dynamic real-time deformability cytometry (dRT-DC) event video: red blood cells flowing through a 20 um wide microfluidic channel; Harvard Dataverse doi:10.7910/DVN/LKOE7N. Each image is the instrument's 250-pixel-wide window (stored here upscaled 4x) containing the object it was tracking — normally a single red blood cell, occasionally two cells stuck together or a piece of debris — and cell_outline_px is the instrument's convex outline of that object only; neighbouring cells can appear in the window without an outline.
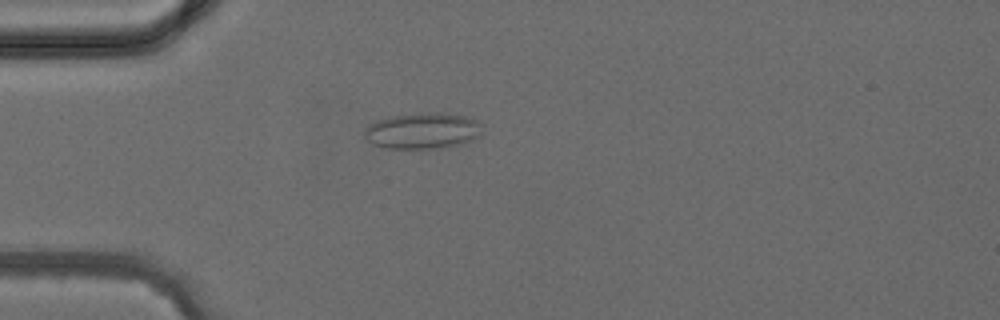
{"species": "common noctule bat (a hibernating species)", "species_latin": "Nyctalus noctula", "temperature_condition": "cold", "stored_images_in_passage": 4, "camera_frame_rate_fps": 3000, "um_per_image_px": 0.085, "animal": {"sex": "female", "body_mass_g": 24.6, "forearm_length_mm": 56.2}, "frame": {"image": 1, "passage_image": 4, "time_ms": 3.333, "image_size_px": [1000, 320], "cell_outline_px": [[484, 136], [460, 144], [440, 148], [388, 148], [372, 144], [364, 136], [364, 128], [376, 120], [392, 116], [428, 112], [444, 112], [464, 116], [476, 120], [480, 124]], "centroid_in_image_um": [35.95, 11.11], "position_along_channel_um": 49.0, "area_um2": 24.97}}